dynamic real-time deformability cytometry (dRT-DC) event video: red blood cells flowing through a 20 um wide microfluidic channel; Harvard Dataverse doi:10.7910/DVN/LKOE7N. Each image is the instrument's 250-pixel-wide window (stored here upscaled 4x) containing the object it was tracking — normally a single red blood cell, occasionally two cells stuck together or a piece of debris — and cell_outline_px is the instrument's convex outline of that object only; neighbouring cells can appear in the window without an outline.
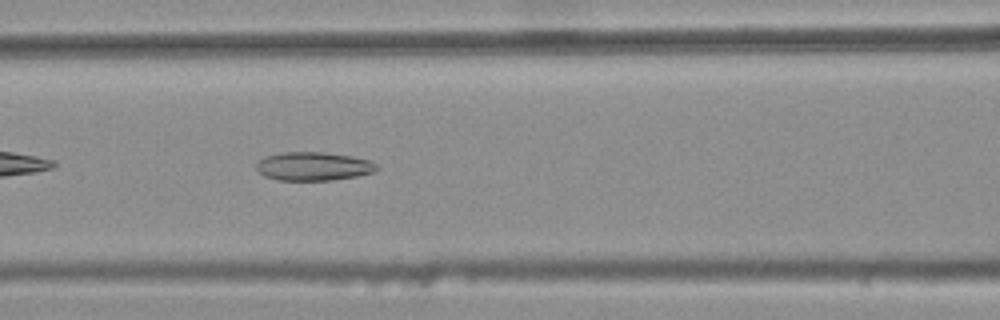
{"species": "common noctule bat (a hibernating species)", "species_latin": "Nyctalus noctula", "temperature_condition": "warm", "stored_images_in_passage": 32, "camera_frame_rate_fps": 3000, "um_per_image_px": 0.085, "animal": {"sex": "female", "body_mass_g": 25.1}, "frame": {"image": 1, "passage_image": 9, "time_ms": 2.667, "image_size_px": [1000, 320], "cell_outline_px": [[380, 168], [376, 172], [356, 176], [332, 180], [280, 180], [264, 176], [256, 168], [256, 164], [264, 156], [284, 152], [324, 152], [352, 156], [372, 160]], "centroid_in_image_um": [26.69, 14.13], "position_along_channel_um": 139.9, "area_um2": 20.17}}
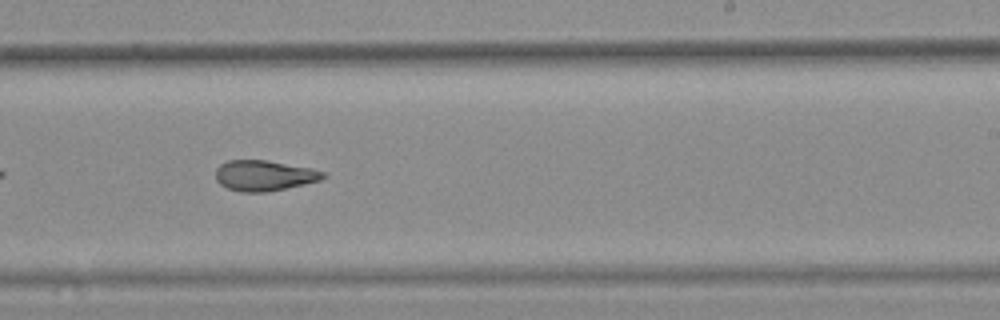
{"frame": {"image": 2, "passage_image": 19, "time_ms": 6.0, "image_size_px": [1000, 320], "cell_outline_px": [[328, 176], [320, 180], [304, 184], [268, 192], [240, 192], [228, 188], [220, 184], [216, 180], [216, 168], [220, 164], [228, 160], [268, 160], [312, 168], [324, 172]], "centroid_in_image_um": [22.46, 14.92], "position_along_channel_um": 266.5, "area_um2": 19.25}}
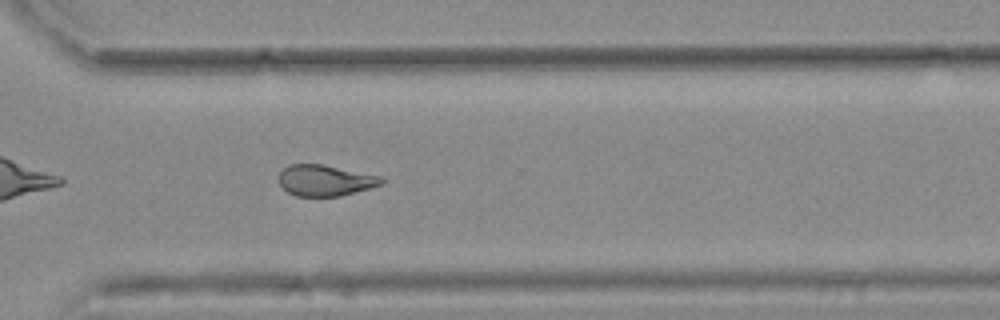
{"frame": {"image": 3, "passage_image": 25, "time_ms": 8.0, "image_size_px": [1000, 320], "cell_outline_px": [[384, 184], [340, 196], [296, 196], [288, 192], [280, 184], [280, 172], [288, 164], [324, 164], [380, 176], [384, 180]], "centroid_in_image_um": [27.65, 15.33], "position_along_channel_um": 342.9, "area_um2": 18.5}, "authors_computed_cell_mechanics": {"area_um2": 19.4786, "velocity_mm_per_s": 3.8055, "shape_relaxation_time_tau1_ms": null, "shape_relaxation_time_tau2_ms": 3.5531, "deformation_change_tau1": null, "deformation_change_tau2": 0.1258}}